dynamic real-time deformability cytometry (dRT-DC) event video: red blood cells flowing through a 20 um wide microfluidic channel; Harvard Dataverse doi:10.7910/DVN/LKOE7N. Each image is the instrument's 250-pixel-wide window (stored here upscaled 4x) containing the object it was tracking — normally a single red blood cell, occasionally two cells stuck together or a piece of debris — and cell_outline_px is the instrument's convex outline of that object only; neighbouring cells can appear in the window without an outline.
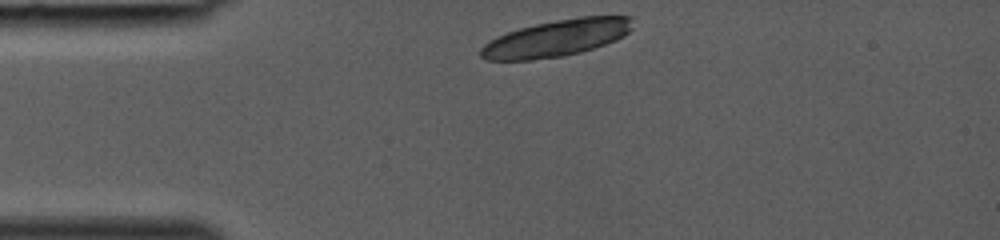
{"species": "common noctule bat (a hibernating species)", "species_latin": "Nyctalus noctula", "temperature_condition": "room temperature", "stored_images_in_passage": 27, "camera_frame_rate_fps": 3000, "um_per_image_px": 0.085, "animal": {"sex": "female", "body_mass_g": 19.0, "forearm_length_mm": 53.3}, "frame": {"image": 1, "passage_image": 1, "time_ms": 0.0, "image_size_px": [1000, 240], "cell_outline_px": [[632, 28], [624, 36], [616, 40], [580, 52], [560, 56], [532, 60], [484, 60], [480, 56], [480, 48], [484, 44], [508, 32], [520, 28], [536, 24], [580, 16], [632, 16]], "centroid_in_image_um": [47.32, 3.24], "position_along_channel_um": 37.7, "area_um2": 32.14}}